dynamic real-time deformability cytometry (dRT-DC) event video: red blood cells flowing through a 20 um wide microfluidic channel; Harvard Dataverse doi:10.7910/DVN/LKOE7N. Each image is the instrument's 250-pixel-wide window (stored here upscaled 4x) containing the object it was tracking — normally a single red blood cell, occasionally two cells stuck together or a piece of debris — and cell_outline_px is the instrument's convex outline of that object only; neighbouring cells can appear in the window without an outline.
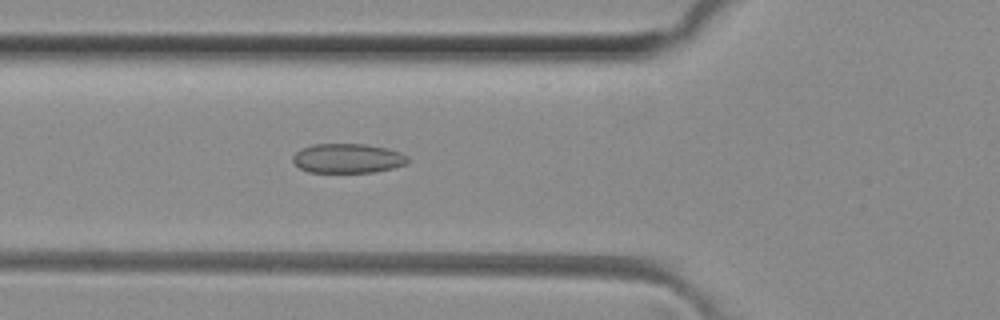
{"species": "common noctule bat (a hibernating species)", "species_latin": "Nyctalus noctula", "temperature_condition": "room temperature", "stored_images_in_passage": 28, "camera_frame_rate_fps": 3000, "um_per_image_px": 0.085, "animal": {"sex": "female", "body_mass_g": 29.2, "forearm_length_mm": 56.3}, "frame": {"image": 1, "passage_image": 8, "time_ms": 2.333, "image_size_px": [1000, 320], "cell_outline_px": [[408, 164], [392, 168], [372, 172], [308, 172], [300, 168], [292, 160], [292, 156], [296, 152], [312, 144], [364, 144], [384, 148], [400, 152], [408, 156]], "centroid_in_image_um": [29.55, 13.46], "position_along_channel_um": 96.2, "area_um2": 19.59}}
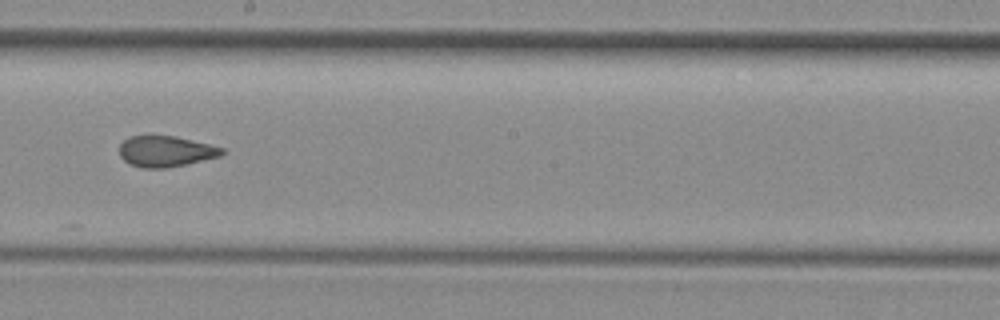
{"frame": {"image": 2, "passage_image": 18, "time_ms": 5.667, "image_size_px": [1000, 320], "cell_outline_px": [[224, 152], [220, 156], [184, 164], [164, 168], [144, 168], [128, 164], [120, 156], [120, 144], [124, 140], [132, 136], [176, 136], [224, 148]], "centroid_in_image_um": [14.06, 12.86], "position_along_channel_um": 234.1, "area_um2": 18.21}}
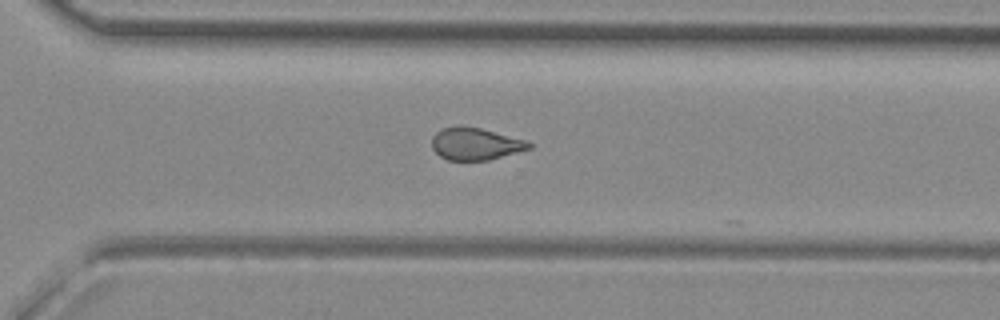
{"frame": {"image": 3, "passage_image": 25, "time_ms": 8.0, "image_size_px": [1000, 320], "cell_outline_px": [[532, 148], [488, 160], [448, 160], [440, 156], [432, 148], [432, 136], [436, 132], [444, 128], [460, 124], [480, 128], [524, 140], [532, 144]], "centroid_in_image_um": [40.37, 12.22], "position_along_channel_um": 330.2, "area_um2": 18.15}}